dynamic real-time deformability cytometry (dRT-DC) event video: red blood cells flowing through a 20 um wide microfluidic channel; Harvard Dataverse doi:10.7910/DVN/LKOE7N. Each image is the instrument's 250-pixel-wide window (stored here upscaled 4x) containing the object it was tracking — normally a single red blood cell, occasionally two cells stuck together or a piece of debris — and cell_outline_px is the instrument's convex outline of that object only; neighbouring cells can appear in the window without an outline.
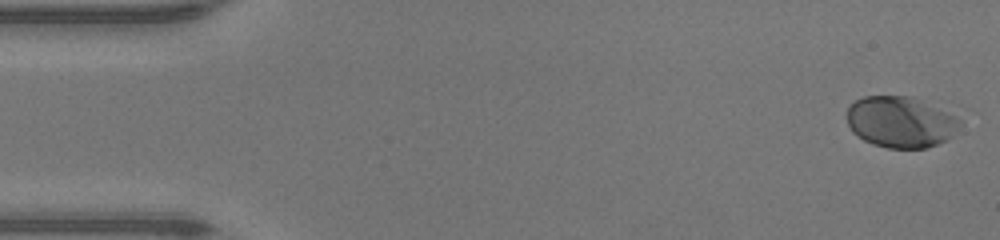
{"species": "human", "species_latin": "Homo sapiens", "temperature_condition": "warm", "stored_images_in_passage": 47, "camera_frame_rate_fps": 3000, "um_per_image_px": 0.085, "donor": {"sex": "male"}, "frame": {"image": 1, "passage_image": 1, "time_ms": 0.0, "image_size_px": [1000, 240], "cell_outline_px": [[960, 124], [952, 136], [936, 144], [924, 148], [888, 148], [872, 144], [864, 140], [852, 132], [848, 124], [848, 108], [856, 100], [864, 96], [912, 96], [956, 116], [960, 120]], "centroid_in_image_um": [76.53, 10.37], "position_along_channel_um": 8.5, "area_um2": 33.35}}
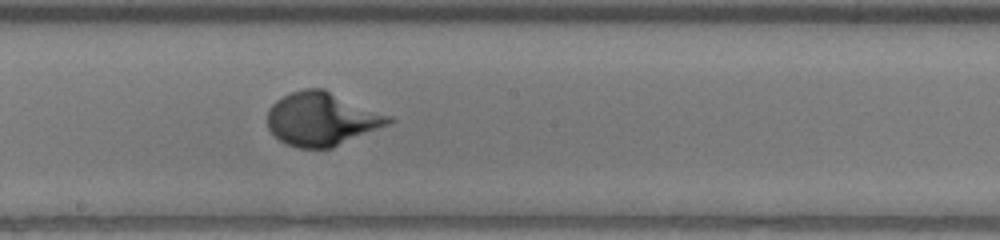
{"frame": {"image": 2, "passage_image": 25, "time_ms": 8.0, "image_size_px": [1000, 240], "cell_outline_px": [[396, 120], [388, 124], [332, 148], [296, 148], [280, 140], [268, 128], [268, 108], [276, 100], [292, 92], [304, 88], [324, 88], [392, 116]], "centroid_in_image_um": [27.36, 10.1], "position_along_channel_um": 220.8, "area_um2": 37.69}}
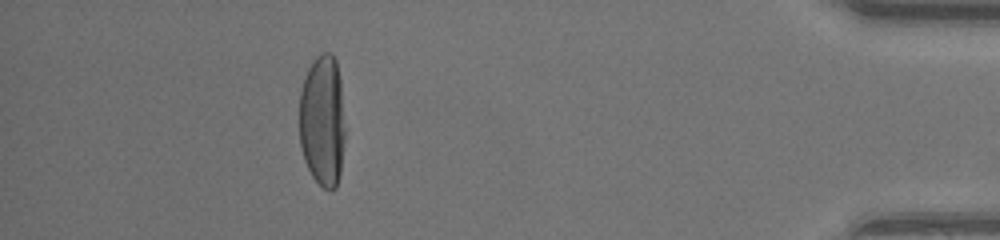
{"frame": {"image": 3, "passage_image": 42, "time_ms": 13.667, "image_size_px": [1000, 240], "cell_outline_px": [[344, 136], [340, 172], [336, 188], [328, 192], [312, 176], [304, 160], [300, 144], [300, 92], [308, 68], [316, 56], [320, 52], [332, 52], [336, 60], [340, 80], [344, 128]], "centroid_in_image_um": [27.4, 10.25], "position_along_channel_um": 407.8, "area_um2": 35.08}}